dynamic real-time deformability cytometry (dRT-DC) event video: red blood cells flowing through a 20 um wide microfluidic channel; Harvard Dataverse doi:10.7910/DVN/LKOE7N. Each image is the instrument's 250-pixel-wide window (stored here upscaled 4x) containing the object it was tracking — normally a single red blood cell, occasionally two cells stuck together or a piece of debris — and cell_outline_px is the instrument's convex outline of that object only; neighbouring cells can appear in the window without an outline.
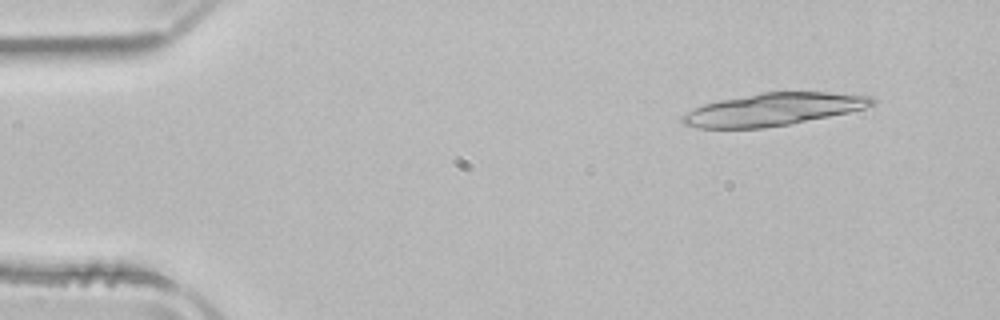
{"species": "common noctule bat (a hibernating species)", "species_latin": "Nyctalus noctula", "temperature_condition": "room temperature", "stored_images_in_passage": 19, "camera_frame_rate_fps": 3000, "um_per_image_px": 0.085, "animal": {"sex": "male", "body_mass_g": 21.5, "forearm_length_mm": 52.0}, "frame": {"image": 1, "passage_image": 5, "time_ms": 1.333, "image_size_px": [1000, 320], "cell_outline_px": [[876, 104], [864, 108], [848, 112], [788, 124], [764, 128], [700, 128], [684, 124], [680, 120], [680, 116], [704, 104], [720, 100], [764, 92], [828, 92], [872, 96], [876, 100]], "centroid_in_image_um": [65.74, 9.29], "position_along_channel_um": 19.3, "area_um2": 35.55}}